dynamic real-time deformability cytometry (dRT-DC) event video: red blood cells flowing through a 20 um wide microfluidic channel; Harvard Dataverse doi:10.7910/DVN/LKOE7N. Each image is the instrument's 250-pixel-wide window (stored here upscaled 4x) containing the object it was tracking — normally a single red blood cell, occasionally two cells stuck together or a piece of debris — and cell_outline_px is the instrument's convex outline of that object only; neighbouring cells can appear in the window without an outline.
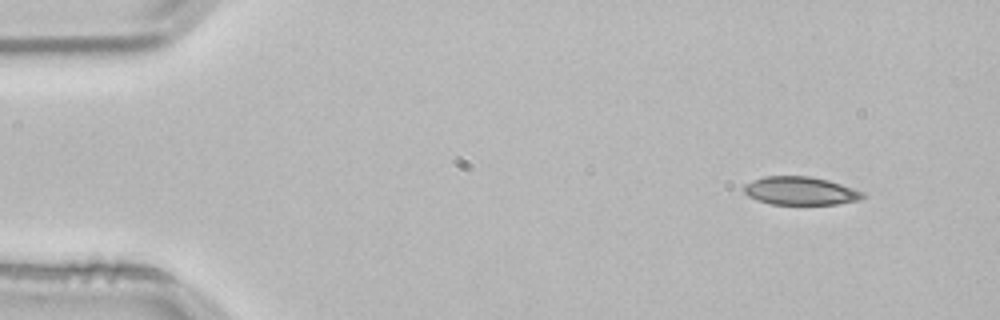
{"species": "common noctule bat (a hibernating species)", "species_latin": "Nyctalus noctula", "temperature_condition": "room temperature", "stored_images_in_passage": 49, "camera_frame_rate_fps": 3000, "um_per_image_px": 0.085, "animal": {"sex": "male", "body_mass_g": 21.5, "forearm_length_mm": 52.0}, "frame": {"image": 1, "passage_image": 1, "time_ms": 0.0, "image_size_px": [1000, 320], "cell_outline_px": [[868, 196], [860, 200], [836, 204], [772, 204], [756, 200], [748, 196], [744, 192], [744, 184], [752, 180], [764, 176], [808, 176], [828, 180], [864, 192]], "centroid_in_image_um": [68.03, 16.22], "position_along_channel_um": 17.0, "area_um2": 19.59}}
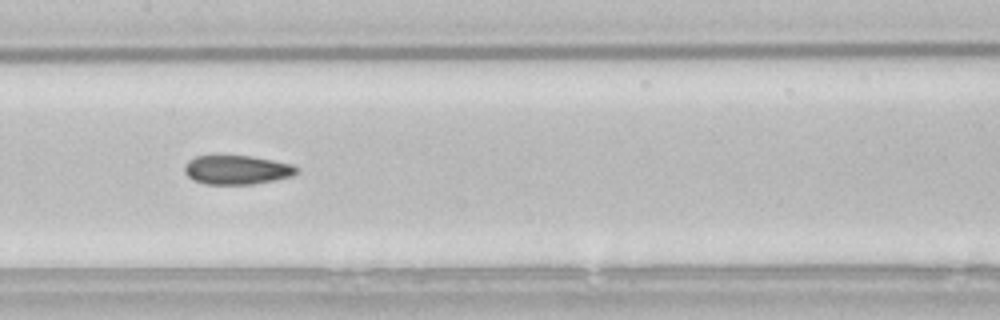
{"frame": {"image": 2, "passage_image": 22, "time_ms": 7.0, "image_size_px": [1000, 320], "cell_outline_px": [[296, 172], [292, 176], [252, 184], [204, 184], [192, 180], [184, 172], [184, 164], [188, 160], [196, 156], [252, 156], [292, 164], [296, 168]], "centroid_in_image_um": [20.07, 14.44], "position_along_channel_um": 187.3, "area_um2": 18.84}}
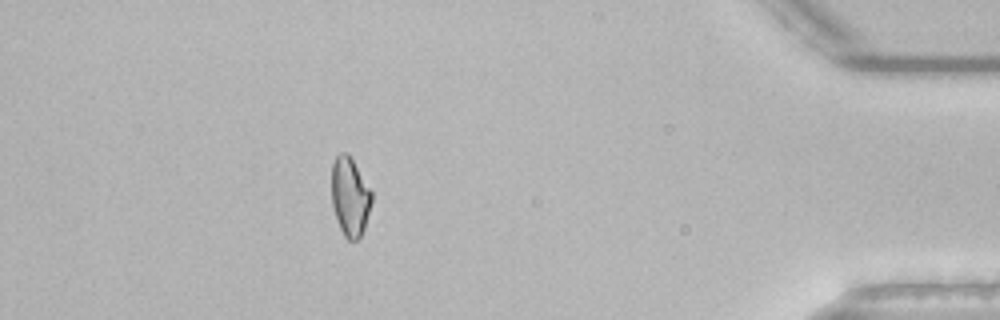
{"frame": {"image": 3, "passage_image": 43, "time_ms": 14.0, "image_size_px": [1000, 320], "cell_outline_px": [[372, 200], [364, 228], [360, 236], [356, 240], [348, 240], [344, 236], [336, 220], [332, 204], [332, 164], [336, 156], [340, 152], [348, 152], [372, 192]], "centroid_in_image_um": [29.73, 16.7], "position_along_channel_um": 405.5, "area_um2": 18.32}, "authors_computed_cell_mechanics": {"area_um2": 19.2474, "velocity_mm_per_s": 3.8378, "shape_relaxation_time_tau1_ms": null, "shape_relaxation_time_tau2_ms": 3.8141, "deformation_change_tau1": null, "deformation_change_tau2": 0.1036}}